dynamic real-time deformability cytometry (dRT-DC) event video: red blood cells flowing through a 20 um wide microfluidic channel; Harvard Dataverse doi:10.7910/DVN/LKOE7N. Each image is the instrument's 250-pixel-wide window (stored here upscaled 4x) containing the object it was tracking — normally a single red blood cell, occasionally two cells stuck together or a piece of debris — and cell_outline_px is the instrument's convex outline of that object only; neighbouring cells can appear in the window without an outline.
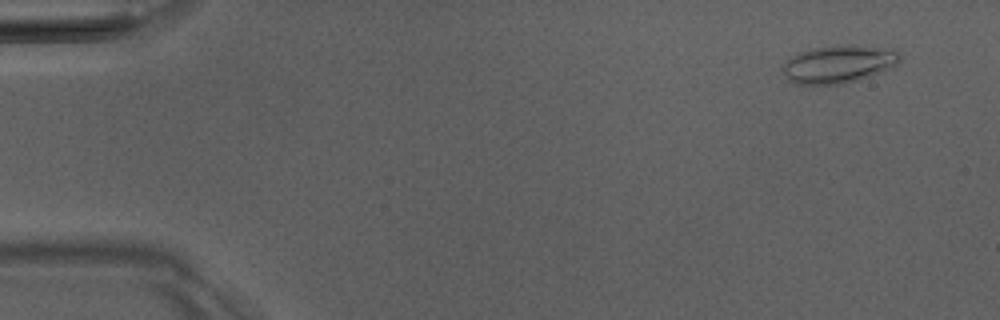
{"species": "Egyptian fruit bat (a non-hibernating species)", "species_latin": "Rousettus aegyptiacus", "temperature_condition": "room temperature", "stored_images_in_passage": 7, "camera_frame_rate_fps": 3000, "um_per_image_px": 0.085, "animal": {"sex": "male"}, "frame": {"image": 1, "passage_image": 1, "time_ms": 0.0, "image_size_px": [1000, 320], "cell_outline_px": [[900, 60], [896, 64], [880, 72], [856, 80], [840, 84], [796, 84], [788, 80], [784, 76], [780, 68], [792, 56], [800, 52], [812, 48], [852, 44], [892, 48], [900, 52]], "centroid_in_image_um": [71.27, 5.43], "position_along_channel_um": 13.7, "area_um2": 25.78}}
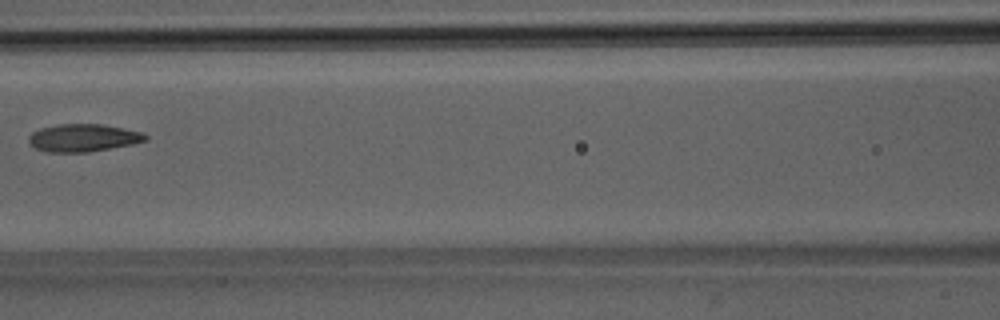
{"frame": {"image": 2, "passage_image": 6, "time_ms": 6.667, "image_size_px": [1000, 320], "cell_outline_px": [[148, 140], [132, 144], [88, 152], [48, 152], [36, 148], [28, 140], [28, 136], [32, 132], [40, 128], [60, 124], [100, 124], [140, 132], [148, 136]], "centroid_in_image_um": [7.05, 11.72], "position_along_channel_um": 159.5, "area_um2": 18.55}}